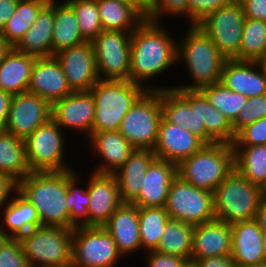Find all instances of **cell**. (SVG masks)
Here are the masks:
<instances>
[{"label":"cell","mask_w":266,"mask_h":267,"mask_svg":"<svg viewBox=\"0 0 266 267\" xmlns=\"http://www.w3.org/2000/svg\"><path fill=\"white\" fill-rule=\"evenodd\" d=\"M165 22L145 19L132 32L129 81L147 90L173 89L172 85H150L157 76H165L164 72L177 66L178 40L174 38L178 37L170 33Z\"/></svg>","instance_id":"obj_1"},{"label":"cell","mask_w":266,"mask_h":267,"mask_svg":"<svg viewBox=\"0 0 266 267\" xmlns=\"http://www.w3.org/2000/svg\"><path fill=\"white\" fill-rule=\"evenodd\" d=\"M68 171L31 172L18 181V192L35 208L41 226L74 229L66 208Z\"/></svg>","instance_id":"obj_2"},{"label":"cell","mask_w":266,"mask_h":267,"mask_svg":"<svg viewBox=\"0 0 266 267\" xmlns=\"http://www.w3.org/2000/svg\"><path fill=\"white\" fill-rule=\"evenodd\" d=\"M189 27V28H188ZM177 41V64H184L190 84L174 85L173 89L200 90L221 81L222 67L226 58L197 25H187Z\"/></svg>","instance_id":"obj_3"},{"label":"cell","mask_w":266,"mask_h":267,"mask_svg":"<svg viewBox=\"0 0 266 267\" xmlns=\"http://www.w3.org/2000/svg\"><path fill=\"white\" fill-rule=\"evenodd\" d=\"M235 169L231 144H205L191 157L177 165V175L197 188L214 192L215 188Z\"/></svg>","instance_id":"obj_4"},{"label":"cell","mask_w":266,"mask_h":267,"mask_svg":"<svg viewBox=\"0 0 266 267\" xmlns=\"http://www.w3.org/2000/svg\"><path fill=\"white\" fill-rule=\"evenodd\" d=\"M261 200V187L234 169L213 192L216 219L229 225L254 220Z\"/></svg>","instance_id":"obj_5"},{"label":"cell","mask_w":266,"mask_h":267,"mask_svg":"<svg viewBox=\"0 0 266 267\" xmlns=\"http://www.w3.org/2000/svg\"><path fill=\"white\" fill-rule=\"evenodd\" d=\"M146 90L129 80H99L90 90L95 101L93 131H119L122 119Z\"/></svg>","instance_id":"obj_6"},{"label":"cell","mask_w":266,"mask_h":267,"mask_svg":"<svg viewBox=\"0 0 266 267\" xmlns=\"http://www.w3.org/2000/svg\"><path fill=\"white\" fill-rule=\"evenodd\" d=\"M73 229L40 226L19 240L30 267H71Z\"/></svg>","instance_id":"obj_7"},{"label":"cell","mask_w":266,"mask_h":267,"mask_svg":"<svg viewBox=\"0 0 266 267\" xmlns=\"http://www.w3.org/2000/svg\"><path fill=\"white\" fill-rule=\"evenodd\" d=\"M67 135L51 118L24 139L26 158L31 172L75 169L71 163H67L68 160H65L68 156L65 155L68 147Z\"/></svg>","instance_id":"obj_8"},{"label":"cell","mask_w":266,"mask_h":267,"mask_svg":"<svg viewBox=\"0 0 266 267\" xmlns=\"http://www.w3.org/2000/svg\"><path fill=\"white\" fill-rule=\"evenodd\" d=\"M162 118L160 90H146L122 119L119 132L135 149L153 150Z\"/></svg>","instance_id":"obj_9"},{"label":"cell","mask_w":266,"mask_h":267,"mask_svg":"<svg viewBox=\"0 0 266 267\" xmlns=\"http://www.w3.org/2000/svg\"><path fill=\"white\" fill-rule=\"evenodd\" d=\"M124 258L103 226L73 229L71 267H118Z\"/></svg>","instance_id":"obj_10"},{"label":"cell","mask_w":266,"mask_h":267,"mask_svg":"<svg viewBox=\"0 0 266 267\" xmlns=\"http://www.w3.org/2000/svg\"><path fill=\"white\" fill-rule=\"evenodd\" d=\"M165 208L170 219L194 226L216 219L213 193L183 181L178 175L169 187Z\"/></svg>","instance_id":"obj_11"},{"label":"cell","mask_w":266,"mask_h":267,"mask_svg":"<svg viewBox=\"0 0 266 267\" xmlns=\"http://www.w3.org/2000/svg\"><path fill=\"white\" fill-rule=\"evenodd\" d=\"M245 16L238 0L209 14L197 26L211 39L226 59H234L241 47Z\"/></svg>","instance_id":"obj_12"},{"label":"cell","mask_w":266,"mask_h":267,"mask_svg":"<svg viewBox=\"0 0 266 267\" xmlns=\"http://www.w3.org/2000/svg\"><path fill=\"white\" fill-rule=\"evenodd\" d=\"M132 32L103 30L91 43L100 80H129Z\"/></svg>","instance_id":"obj_13"},{"label":"cell","mask_w":266,"mask_h":267,"mask_svg":"<svg viewBox=\"0 0 266 267\" xmlns=\"http://www.w3.org/2000/svg\"><path fill=\"white\" fill-rule=\"evenodd\" d=\"M160 101L163 117L170 123L184 127L205 144L217 143L198 116V90L161 89Z\"/></svg>","instance_id":"obj_14"},{"label":"cell","mask_w":266,"mask_h":267,"mask_svg":"<svg viewBox=\"0 0 266 267\" xmlns=\"http://www.w3.org/2000/svg\"><path fill=\"white\" fill-rule=\"evenodd\" d=\"M51 118L70 135L82 134L84 140L93 132L95 101L91 91L72 92L52 104ZM68 131H67V130Z\"/></svg>","instance_id":"obj_15"},{"label":"cell","mask_w":266,"mask_h":267,"mask_svg":"<svg viewBox=\"0 0 266 267\" xmlns=\"http://www.w3.org/2000/svg\"><path fill=\"white\" fill-rule=\"evenodd\" d=\"M51 110L52 105L36 94L13 95L4 130L24 140L51 119Z\"/></svg>","instance_id":"obj_16"},{"label":"cell","mask_w":266,"mask_h":267,"mask_svg":"<svg viewBox=\"0 0 266 267\" xmlns=\"http://www.w3.org/2000/svg\"><path fill=\"white\" fill-rule=\"evenodd\" d=\"M54 56L74 92L90 91L100 80L91 42L62 49Z\"/></svg>","instance_id":"obj_17"},{"label":"cell","mask_w":266,"mask_h":267,"mask_svg":"<svg viewBox=\"0 0 266 267\" xmlns=\"http://www.w3.org/2000/svg\"><path fill=\"white\" fill-rule=\"evenodd\" d=\"M86 177H88L85 180L90 198L88 226L102 227L123 203L118 182L113 174H99L91 171Z\"/></svg>","instance_id":"obj_18"},{"label":"cell","mask_w":266,"mask_h":267,"mask_svg":"<svg viewBox=\"0 0 266 267\" xmlns=\"http://www.w3.org/2000/svg\"><path fill=\"white\" fill-rule=\"evenodd\" d=\"M87 140L85 143L88 142L86 144H89L90 151H93L90 155L95 156L92 160L93 158L100 159L99 164L96 162L97 166L95 165L92 169V172L99 174L116 172L135 149L119 131H93Z\"/></svg>","instance_id":"obj_19"},{"label":"cell","mask_w":266,"mask_h":267,"mask_svg":"<svg viewBox=\"0 0 266 267\" xmlns=\"http://www.w3.org/2000/svg\"><path fill=\"white\" fill-rule=\"evenodd\" d=\"M205 143L190 131L177 124L161 120L153 152L157 159L179 164L200 150Z\"/></svg>","instance_id":"obj_20"},{"label":"cell","mask_w":266,"mask_h":267,"mask_svg":"<svg viewBox=\"0 0 266 267\" xmlns=\"http://www.w3.org/2000/svg\"><path fill=\"white\" fill-rule=\"evenodd\" d=\"M27 92L36 94L51 105L74 92L55 56L36 58Z\"/></svg>","instance_id":"obj_21"},{"label":"cell","mask_w":266,"mask_h":267,"mask_svg":"<svg viewBox=\"0 0 266 267\" xmlns=\"http://www.w3.org/2000/svg\"><path fill=\"white\" fill-rule=\"evenodd\" d=\"M232 254V228L228 223L214 219L194 226L190 262Z\"/></svg>","instance_id":"obj_22"},{"label":"cell","mask_w":266,"mask_h":267,"mask_svg":"<svg viewBox=\"0 0 266 267\" xmlns=\"http://www.w3.org/2000/svg\"><path fill=\"white\" fill-rule=\"evenodd\" d=\"M177 177V164L155 159L141 183V192L132 202L137 207H165L172 181Z\"/></svg>","instance_id":"obj_23"},{"label":"cell","mask_w":266,"mask_h":267,"mask_svg":"<svg viewBox=\"0 0 266 267\" xmlns=\"http://www.w3.org/2000/svg\"><path fill=\"white\" fill-rule=\"evenodd\" d=\"M103 227L112 236L123 257L142 253L139 252L141 251L139 207L132 203H122Z\"/></svg>","instance_id":"obj_24"},{"label":"cell","mask_w":266,"mask_h":267,"mask_svg":"<svg viewBox=\"0 0 266 267\" xmlns=\"http://www.w3.org/2000/svg\"><path fill=\"white\" fill-rule=\"evenodd\" d=\"M228 89L247 98L266 94V78L255 61L226 59L221 73V81Z\"/></svg>","instance_id":"obj_25"},{"label":"cell","mask_w":266,"mask_h":267,"mask_svg":"<svg viewBox=\"0 0 266 267\" xmlns=\"http://www.w3.org/2000/svg\"><path fill=\"white\" fill-rule=\"evenodd\" d=\"M232 228V258L238 267L265 262L263 231L254 220L234 223Z\"/></svg>","instance_id":"obj_26"},{"label":"cell","mask_w":266,"mask_h":267,"mask_svg":"<svg viewBox=\"0 0 266 267\" xmlns=\"http://www.w3.org/2000/svg\"><path fill=\"white\" fill-rule=\"evenodd\" d=\"M155 159L156 155L151 149H134L125 163L113 173L123 203H132L139 196L146 171Z\"/></svg>","instance_id":"obj_27"},{"label":"cell","mask_w":266,"mask_h":267,"mask_svg":"<svg viewBox=\"0 0 266 267\" xmlns=\"http://www.w3.org/2000/svg\"><path fill=\"white\" fill-rule=\"evenodd\" d=\"M53 26L54 1L47 3L40 10L37 20L29 27L14 48L37 58L54 56L52 51Z\"/></svg>","instance_id":"obj_28"},{"label":"cell","mask_w":266,"mask_h":267,"mask_svg":"<svg viewBox=\"0 0 266 267\" xmlns=\"http://www.w3.org/2000/svg\"><path fill=\"white\" fill-rule=\"evenodd\" d=\"M1 210L0 226L8 238L19 239L41 226L36 208L18 191Z\"/></svg>","instance_id":"obj_29"},{"label":"cell","mask_w":266,"mask_h":267,"mask_svg":"<svg viewBox=\"0 0 266 267\" xmlns=\"http://www.w3.org/2000/svg\"><path fill=\"white\" fill-rule=\"evenodd\" d=\"M36 58L12 47L0 64V89L12 96L27 92Z\"/></svg>","instance_id":"obj_30"},{"label":"cell","mask_w":266,"mask_h":267,"mask_svg":"<svg viewBox=\"0 0 266 267\" xmlns=\"http://www.w3.org/2000/svg\"><path fill=\"white\" fill-rule=\"evenodd\" d=\"M105 31L133 32L146 18L124 0H97Z\"/></svg>","instance_id":"obj_31"},{"label":"cell","mask_w":266,"mask_h":267,"mask_svg":"<svg viewBox=\"0 0 266 267\" xmlns=\"http://www.w3.org/2000/svg\"><path fill=\"white\" fill-rule=\"evenodd\" d=\"M84 42L86 41L83 39L72 7L65 0L54 1L53 53Z\"/></svg>","instance_id":"obj_32"},{"label":"cell","mask_w":266,"mask_h":267,"mask_svg":"<svg viewBox=\"0 0 266 267\" xmlns=\"http://www.w3.org/2000/svg\"><path fill=\"white\" fill-rule=\"evenodd\" d=\"M0 173L10 175L17 182L31 173L24 140L5 130L0 131Z\"/></svg>","instance_id":"obj_33"},{"label":"cell","mask_w":266,"mask_h":267,"mask_svg":"<svg viewBox=\"0 0 266 267\" xmlns=\"http://www.w3.org/2000/svg\"><path fill=\"white\" fill-rule=\"evenodd\" d=\"M235 169L254 185L266 184V145L233 146Z\"/></svg>","instance_id":"obj_34"},{"label":"cell","mask_w":266,"mask_h":267,"mask_svg":"<svg viewBox=\"0 0 266 267\" xmlns=\"http://www.w3.org/2000/svg\"><path fill=\"white\" fill-rule=\"evenodd\" d=\"M194 225L169 219L164 234L156 249L157 252L191 260Z\"/></svg>","instance_id":"obj_35"},{"label":"cell","mask_w":266,"mask_h":267,"mask_svg":"<svg viewBox=\"0 0 266 267\" xmlns=\"http://www.w3.org/2000/svg\"><path fill=\"white\" fill-rule=\"evenodd\" d=\"M47 4L44 0H18L16 10L5 24L0 36L11 47H15L37 20L40 10Z\"/></svg>","instance_id":"obj_36"},{"label":"cell","mask_w":266,"mask_h":267,"mask_svg":"<svg viewBox=\"0 0 266 267\" xmlns=\"http://www.w3.org/2000/svg\"><path fill=\"white\" fill-rule=\"evenodd\" d=\"M165 207H139L141 251H156L169 220Z\"/></svg>","instance_id":"obj_37"},{"label":"cell","mask_w":266,"mask_h":267,"mask_svg":"<svg viewBox=\"0 0 266 267\" xmlns=\"http://www.w3.org/2000/svg\"><path fill=\"white\" fill-rule=\"evenodd\" d=\"M81 173L76 169L68 170V191L65 206L70 212V221L76 227L88 226L90 198L87 191V182L81 178L85 174Z\"/></svg>","instance_id":"obj_38"},{"label":"cell","mask_w":266,"mask_h":267,"mask_svg":"<svg viewBox=\"0 0 266 267\" xmlns=\"http://www.w3.org/2000/svg\"><path fill=\"white\" fill-rule=\"evenodd\" d=\"M198 116L200 122H204L207 133L217 143H233L235 133L229 120L217 109H215L206 98V96L198 90Z\"/></svg>","instance_id":"obj_39"},{"label":"cell","mask_w":266,"mask_h":267,"mask_svg":"<svg viewBox=\"0 0 266 267\" xmlns=\"http://www.w3.org/2000/svg\"><path fill=\"white\" fill-rule=\"evenodd\" d=\"M200 91L210 104L220 111L232 124L243 109L248 98L238 92H233L221 82L204 86Z\"/></svg>","instance_id":"obj_40"},{"label":"cell","mask_w":266,"mask_h":267,"mask_svg":"<svg viewBox=\"0 0 266 267\" xmlns=\"http://www.w3.org/2000/svg\"><path fill=\"white\" fill-rule=\"evenodd\" d=\"M266 52V21L245 18L238 61H257Z\"/></svg>","instance_id":"obj_41"},{"label":"cell","mask_w":266,"mask_h":267,"mask_svg":"<svg viewBox=\"0 0 266 267\" xmlns=\"http://www.w3.org/2000/svg\"><path fill=\"white\" fill-rule=\"evenodd\" d=\"M76 14L83 39L92 42L102 31L97 0H65Z\"/></svg>","instance_id":"obj_42"},{"label":"cell","mask_w":266,"mask_h":267,"mask_svg":"<svg viewBox=\"0 0 266 267\" xmlns=\"http://www.w3.org/2000/svg\"><path fill=\"white\" fill-rule=\"evenodd\" d=\"M188 0H152L151 10L147 20L163 22L164 17H182L187 19Z\"/></svg>","instance_id":"obj_43"},{"label":"cell","mask_w":266,"mask_h":267,"mask_svg":"<svg viewBox=\"0 0 266 267\" xmlns=\"http://www.w3.org/2000/svg\"><path fill=\"white\" fill-rule=\"evenodd\" d=\"M266 117V94L248 98L243 109L239 112L232 128L236 134L240 129L251 124L261 118Z\"/></svg>","instance_id":"obj_44"},{"label":"cell","mask_w":266,"mask_h":267,"mask_svg":"<svg viewBox=\"0 0 266 267\" xmlns=\"http://www.w3.org/2000/svg\"><path fill=\"white\" fill-rule=\"evenodd\" d=\"M266 145V117L240 129L232 146Z\"/></svg>","instance_id":"obj_45"},{"label":"cell","mask_w":266,"mask_h":267,"mask_svg":"<svg viewBox=\"0 0 266 267\" xmlns=\"http://www.w3.org/2000/svg\"><path fill=\"white\" fill-rule=\"evenodd\" d=\"M231 1L233 0H188L186 22L188 25H198L209 14L227 6Z\"/></svg>","instance_id":"obj_46"},{"label":"cell","mask_w":266,"mask_h":267,"mask_svg":"<svg viewBox=\"0 0 266 267\" xmlns=\"http://www.w3.org/2000/svg\"><path fill=\"white\" fill-rule=\"evenodd\" d=\"M0 267H30L19 239L9 238L0 249Z\"/></svg>","instance_id":"obj_47"},{"label":"cell","mask_w":266,"mask_h":267,"mask_svg":"<svg viewBox=\"0 0 266 267\" xmlns=\"http://www.w3.org/2000/svg\"><path fill=\"white\" fill-rule=\"evenodd\" d=\"M143 257H147L143 262L145 267H184L188 263L183 257L162 254L157 251L144 253Z\"/></svg>","instance_id":"obj_48"},{"label":"cell","mask_w":266,"mask_h":267,"mask_svg":"<svg viewBox=\"0 0 266 267\" xmlns=\"http://www.w3.org/2000/svg\"><path fill=\"white\" fill-rule=\"evenodd\" d=\"M245 18L266 21V0H238Z\"/></svg>","instance_id":"obj_49"},{"label":"cell","mask_w":266,"mask_h":267,"mask_svg":"<svg viewBox=\"0 0 266 267\" xmlns=\"http://www.w3.org/2000/svg\"><path fill=\"white\" fill-rule=\"evenodd\" d=\"M17 191L18 182L10 175L0 173V211Z\"/></svg>","instance_id":"obj_50"},{"label":"cell","mask_w":266,"mask_h":267,"mask_svg":"<svg viewBox=\"0 0 266 267\" xmlns=\"http://www.w3.org/2000/svg\"><path fill=\"white\" fill-rule=\"evenodd\" d=\"M194 263L197 267H238L231 255L202 258Z\"/></svg>","instance_id":"obj_51"},{"label":"cell","mask_w":266,"mask_h":267,"mask_svg":"<svg viewBox=\"0 0 266 267\" xmlns=\"http://www.w3.org/2000/svg\"><path fill=\"white\" fill-rule=\"evenodd\" d=\"M18 0L0 1V33L16 10Z\"/></svg>","instance_id":"obj_52"},{"label":"cell","mask_w":266,"mask_h":267,"mask_svg":"<svg viewBox=\"0 0 266 267\" xmlns=\"http://www.w3.org/2000/svg\"><path fill=\"white\" fill-rule=\"evenodd\" d=\"M12 95L9 93L3 92L0 89V131L4 130L7 118H8V112L10 107Z\"/></svg>","instance_id":"obj_53"},{"label":"cell","mask_w":266,"mask_h":267,"mask_svg":"<svg viewBox=\"0 0 266 267\" xmlns=\"http://www.w3.org/2000/svg\"><path fill=\"white\" fill-rule=\"evenodd\" d=\"M135 7L145 18L151 10L152 0H124Z\"/></svg>","instance_id":"obj_54"},{"label":"cell","mask_w":266,"mask_h":267,"mask_svg":"<svg viewBox=\"0 0 266 267\" xmlns=\"http://www.w3.org/2000/svg\"><path fill=\"white\" fill-rule=\"evenodd\" d=\"M255 220L258 222L259 228L263 232H266V202H264L263 200H261Z\"/></svg>","instance_id":"obj_55"},{"label":"cell","mask_w":266,"mask_h":267,"mask_svg":"<svg viewBox=\"0 0 266 267\" xmlns=\"http://www.w3.org/2000/svg\"><path fill=\"white\" fill-rule=\"evenodd\" d=\"M12 47L0 36V64Z\"/></svg>","instance_id":"obj_56"},{"label":"cell","mask_w":266,"mask_h":267,"mask_svg":"<svg viewBox=\"0 0 266 267\" xmlns=\"http://www.w3.org/2000/svg\"><path fill=\"white\" fill-rule=\"evenodd\" d=\"M266 78V52L256 61Z\"/></svg>","instance_id":"obj_57"},{"label":"cell","mask_w":266,"mask_h":267,"mask_svg":"<svg viewBox=\"0 0 266 267\" xmlns=\"http://www.w3.org/2000/svg\"><path fill=\"white\" fill-rule=\"evenodd\" d=\"M8 239L9 238L6 236V234L3 232V230L1 229V226H0V249Z\"/></svg>","instance_id":"obj_58"},{"label":"cell","mask_w":266,"mask_h":267,"mask_svg":"<svg viewBox=\"0 0 266 267\" xmlns=\"http://www.w3.org/2000/svg\"><path fill=\"white\" fill-rule=\"evenodd\" d=\"M262 241H263V255H264V260L266 262V232H263Z\"/></svg>","instance_id":"obj_59"},{"label":"cell","mask_w":266,"mask_h":267,"mask_svg":"<svg viewBox=\"0 0 266 267\" xmlns=\"http://www.w3.org/2000/svg\"><path fill=\"white\" fill-rule=\"evenodd\" d=\"M262 200L266 202V184L261 187Z\"/></svg>","instance_id":"obj_60"},{"label":"cell","mask_w":266,"mask_h":267,"mask_svg":"<svg viewBox=\"0 0 266 267\" xmlns=\"http://www.w3.org/2000/svg\"><path fill=\"white\" fill-rule=\"evenodd\" d=\"M246 267H266V262H262V263L254 264V265H249Z\"/></svg>","instance_id":"obj_61"},{"label":"cell","mask_w":266,"mask_h":267,"mask_svg":"<svg viewBox=\"0 0 266 267\" xmlns=\"http://www.w3.org/2000/svg\"><path fill=\"white\" fill-rule=\"evenodd\" d=\"M184 267H197L194 262H188Z\"/></svg>","instance_id":"obj_62"},{"label":"cell","mask_w":266,"mask_h":267,"mask_svg":"<svg viewBox=\"0 0 266 267\" xmlns=\"http://www.w3.org/2000/svg\"><path fill=\"white\" fill-rule=\"evenodd\" d=\"M44 1H46L47 3H50V2L56 1V0H44Z\"/></svg>","instance_id":"obj_63"}]
</instances>
